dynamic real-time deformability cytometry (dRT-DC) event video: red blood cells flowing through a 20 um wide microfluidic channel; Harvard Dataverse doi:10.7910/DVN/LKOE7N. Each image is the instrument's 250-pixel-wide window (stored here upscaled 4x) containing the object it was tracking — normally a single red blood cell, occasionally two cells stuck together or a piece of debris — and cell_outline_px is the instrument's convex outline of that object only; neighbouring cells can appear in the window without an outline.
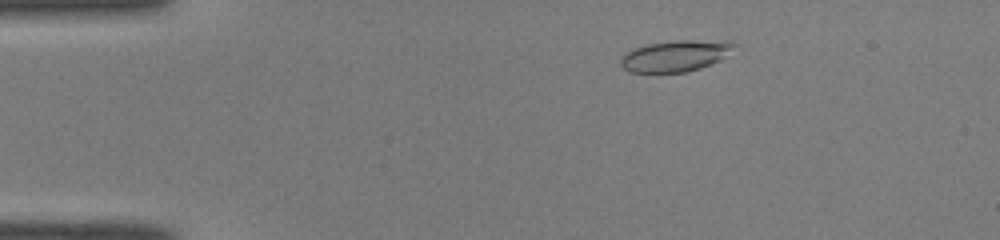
{"species": "common noctule bat (a hibernating species)", "species_latin": "Nyctalus noctula", "temperature_condition": "room temperature", "stored_images_in_passage": 49, "camera_frame_rate_fps": 3000, "um_per_image_px": 0.085, "animal": {"sex": "male", "body_mass_g": 19.0, "forearm_length_mm": 50.8}, "frame": {"image": 1, "passage_image": 8, "time_ms": 2.333, "image_size_px": [1000, 240], "cell_outline_px": [[736, 44], [720, 60], [700, 68], [688, 72], [628, 72], [620, 64], [620, 56], [624, 52], [632, 48], [648, 44], [676, 40], [732, 40]], "centroid_in_image_um": [57.37, 4.74], "position_along_channel_um": 27.6, "area_um2": 20.81}}
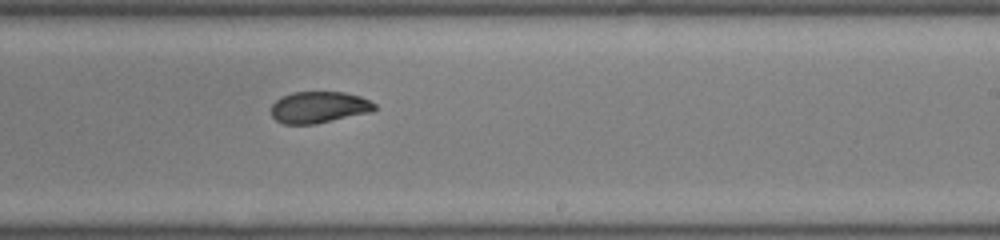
{"frame": {"image": 2, "passage_image": 30, "time_ms": 9.667, "image_size_px": [1000, 240], "cell_outline_px": [[376, 108], [372, 112], [316, 124], [284, 124], [276, 120], [272, 116], [272, 104], [280, 96], [292, 92], [344, 92], [360, 96], [376, 104]], "centroid_in_image_um": [27.11, 9.12], "position_along_channel_um": 261.9, "area_um2": 19.13}}
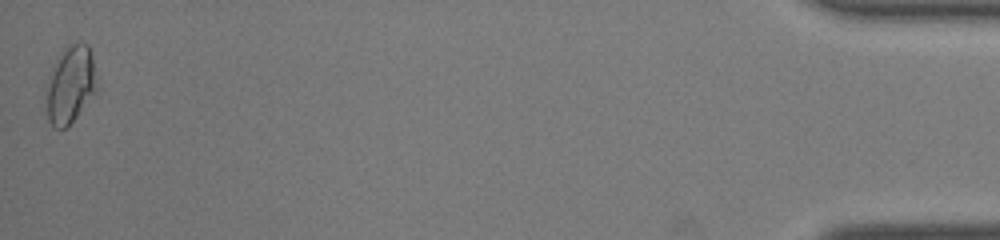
{"frame": {"image": 3, "passage_image": 49, "time_ms": 16.0, "image_size_px": [1000, 240], "cell_outline_px": [[96, 92], [76, 116], [64, 128], [52, 128], [48, 120], [48, 84], [52, 68], [60, 52], [72, 44], [88, 44], [92, 56], [96, 88]], "centroid_in_image_um": [5.99, 7.2], "position_along_channel_um": 429.2, "area_um2": 21.85}, "authors_computed_cell_mechanics": {"area_um2": 20.3456, "velocity_mm_per_s": 4.0757, "shape_relaxation_time_tau1_ms": null, "shape_relaxation_time_tau2_ms": 2.4773, "deformation_change_tau1": null, "deformation_change_tau2": 0.0629}}